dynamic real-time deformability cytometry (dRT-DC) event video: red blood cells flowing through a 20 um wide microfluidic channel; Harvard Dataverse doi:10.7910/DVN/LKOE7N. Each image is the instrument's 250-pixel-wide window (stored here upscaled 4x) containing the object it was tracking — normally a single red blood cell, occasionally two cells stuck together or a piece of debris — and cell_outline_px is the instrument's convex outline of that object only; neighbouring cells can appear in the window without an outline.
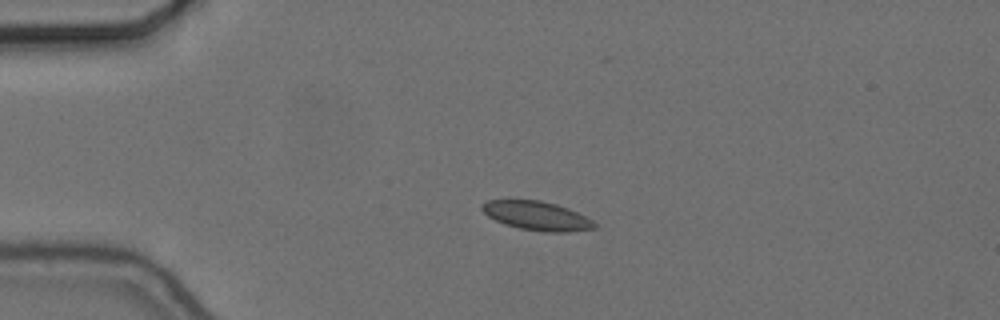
{"species": "common noctule bat (a hibernating species)", "species_latin": "Nyctalus noctula", "temperature_condition": "cold", "stored_images_in_passage": 44, "camera_frame_rate_fps": 3000, "um_per_image_px": 0.085, "animal": {"sex": "female", "body_mass_g": 24.6, "forearm_length_mm": 56.2}, "frame": {"image": 1, "passage_image": 1, "time_ms": 0.0, "image_size_px": [1000, 320], "cell_outline_px": [[596, 228], [568, 232], [544, 232], [520, 228], [504, 224], [488, 216], [480, 208], [480, 204], [488, 200], [540, 200], [556, 204], [568, 208], [592, 220], [596, 224]], "centroid_in_image_um": [45.61, 18.34], "position_along_channel_um": 39.4, "area_um2": 18.9}}
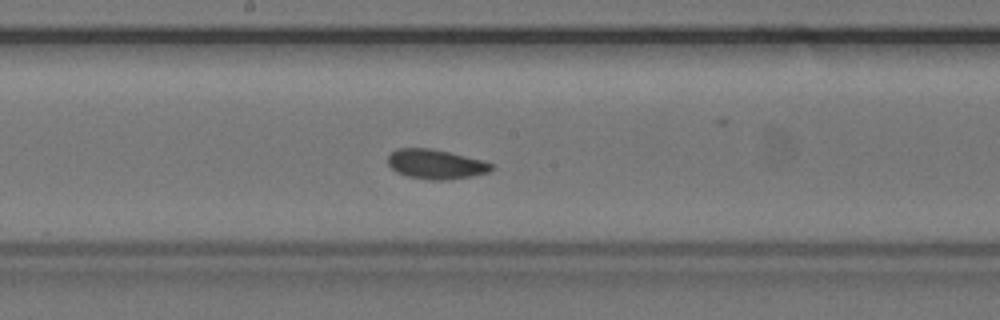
{"frame": {"image": 2, "passage_image": 18, "time_ms": 5.667, "image_size_px": [1000, 320], "cell_outline_px": [[492, 168], [488, 172], [472, 176], [440, 180], [428, 180], [408, 176], [396, 172], [388, 164], [388, 156], [396, 148], [432, 148], [484, 160], [492, 164]], "centroid_in_image_um": [37.02, 13.94], "position_along_channel_um": 211.2, "area_um2": 17.8}}
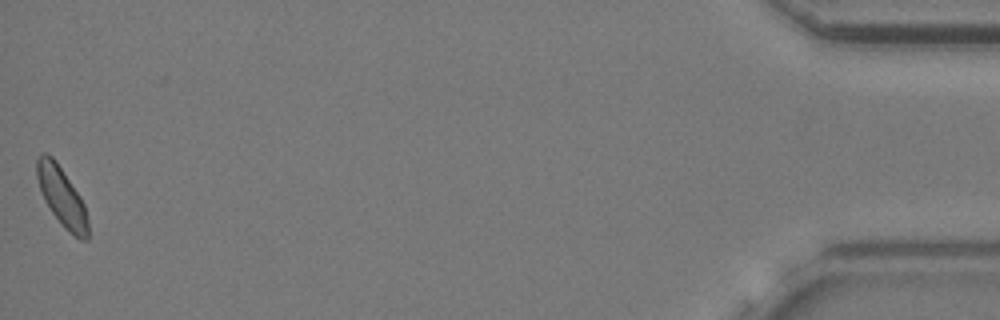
{"frame": {"image": 3, "passage_image": 44, "time_ms": 14.333, "image_size_px": [1000, 320], "cell_outline_px": [[88, 240], [80, 240], [64, 228], [52, 212], [44, 200], [36, 176], [36, 160], [40, 152], [48, 152], [56, 160], [80, 196], [84, 204], [88, 220]], "centroid_in_image_um": [5.24, 16.68], "position_along_channel_um": 430.0, "area_um2": 17.69}, "authors_computed_cell_mechanics": {"area_um2": 17.8602, "velocity_mm_per_s": 3.6346, "shape_relaxation_time_tau1_ms": 2.0548, "shape_relaxation_time_tau2_ms": null, "deformation_change_tau1": 0.0501, "deformation_change_tau2": null}}